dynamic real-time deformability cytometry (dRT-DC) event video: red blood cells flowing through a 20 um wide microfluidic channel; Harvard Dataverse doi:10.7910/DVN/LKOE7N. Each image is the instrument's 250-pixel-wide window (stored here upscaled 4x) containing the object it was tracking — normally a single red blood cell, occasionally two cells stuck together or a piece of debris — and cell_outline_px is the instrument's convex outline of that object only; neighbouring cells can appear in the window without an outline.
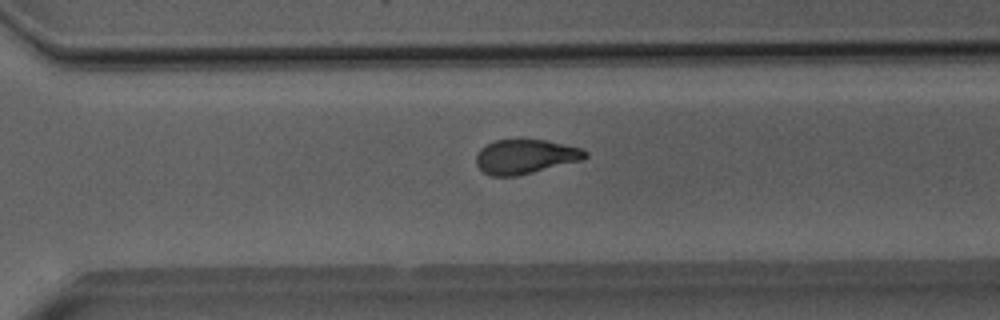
{"species": "Egyptian fruit bat (a non-hibernating species)", "species_latin": "Rousettus aegyptiacus", "temperature_condition": "room temperature", "stored_images_in_passage": 43, "camera_frame_rate_fps": 3000, "um_per_image_px": 0.085, "animal": {"sex": "male"}, "frame": {"image": 1, "passage_image": 37, "time_ms": 12.0, "image_size_px": [1000, 320], "cell_outline_px": [[588, 156], [584, 160], [516, 176], [492, 176], [484, 172], [476, 164], [476, 156], [480, 148], [496, 140], [548, 140], [584, 148], [588, 152]], "centroid_in_image_um": [44.71, 13.31], "position_along_channel_um": 325.9, "area_um2": 21.96}}